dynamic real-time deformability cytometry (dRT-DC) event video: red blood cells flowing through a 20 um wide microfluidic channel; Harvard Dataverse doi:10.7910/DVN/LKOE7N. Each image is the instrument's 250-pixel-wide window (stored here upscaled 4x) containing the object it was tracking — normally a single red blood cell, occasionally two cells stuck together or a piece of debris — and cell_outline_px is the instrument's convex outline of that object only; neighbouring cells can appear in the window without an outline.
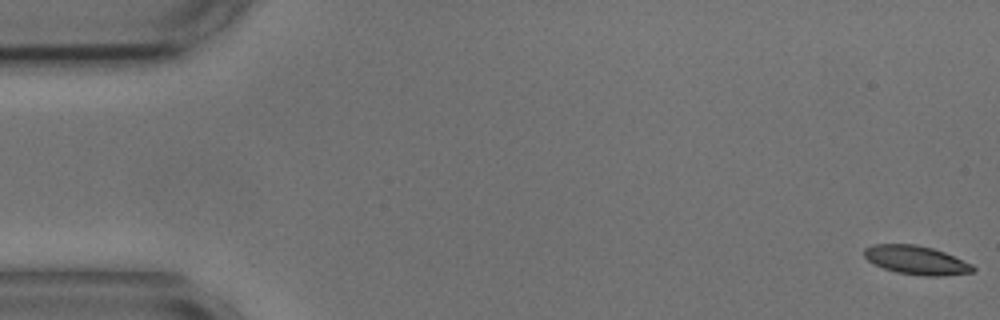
{"species": "common noctule bat (a hibernating species)", "species_latin": "Nyctalus noctula", "temperature_condition": "cold", "stored_images_in_passage": 23, "camera_frame_rate_fps": 3000, "um_per_image_px": 0.085, "animal": {"sex": "male", "body_mass_g": 17.9, "forearm_length_mm": 54.2}, "frame": {"image": 1, "passage_image": 1, "time_ms": 0.0, "image_size_px": [1000, 320], "cell_outline_px": [[976, 268], [972, 272], [944, 276], [920, 276], [896, 272], [884, 268], [868, 260], [864, 256], [864, 248], [872, 244], [916, 244], [932, 248], [944, 252], [972, 264]], "centroid_in_image_um": [77.88, 22.11], "position_along_channel_um": 7.1, "area_um2": 18.21}}
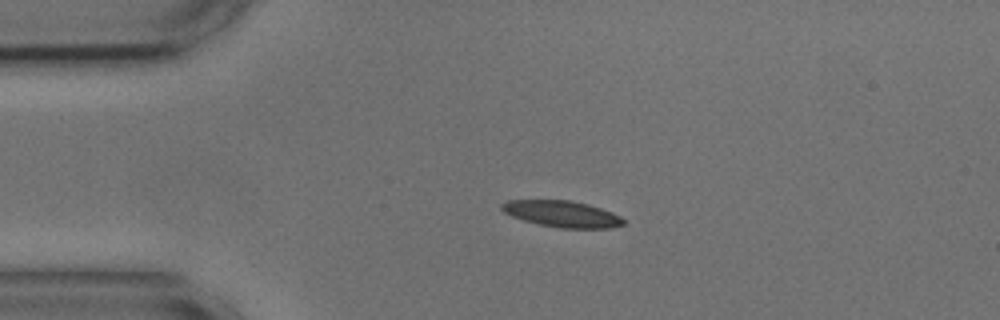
{"frame": {"image": 2, "passage_image": 12, "time_ms": 3.667, "image_size_px": [1000, 320], "cell_outline_px": [[624, 224], [612, 228], [560, 228], [540, 224], [524, 220], [512, 216], [504, 212], [500, 208], [500, 204], [508, 200], [572, 200], [588, 204], [612, 212], [620, 216], [624, 220]], "centroid_in_image_um": [47.77, 18.17], "position_along_channel_um": 37.2, "area_um2": 18.67}}
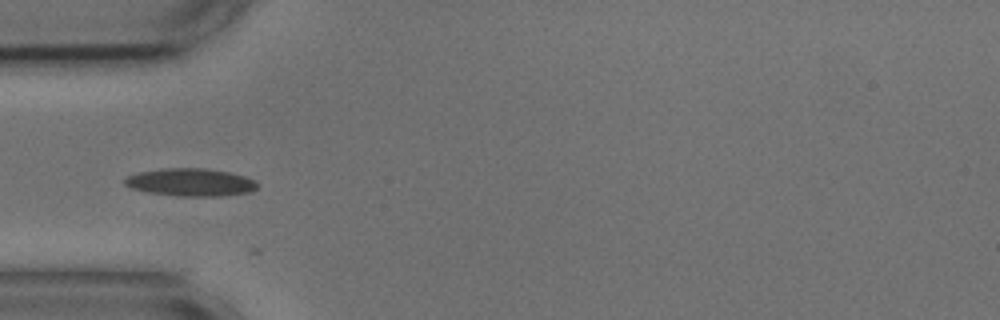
{"frame": {"image": 3, "passage_image": 17, "time_ms": 5.333, "image_size_px": [1000, 320], "cell_outline_px": [[256, 188], [248, 192], [220, 196], [180, 196], [148, 192], [132, 188], [124, 184], [124, 180], [128, 176], [140, 172], [168, 168], [204, 168], [228, 172], [244, 176], [256, 180]], "centroid_in_image_um": [16.2, 15.49], "position_along_channel_um": 68.8, "area_um2": 21.1}}